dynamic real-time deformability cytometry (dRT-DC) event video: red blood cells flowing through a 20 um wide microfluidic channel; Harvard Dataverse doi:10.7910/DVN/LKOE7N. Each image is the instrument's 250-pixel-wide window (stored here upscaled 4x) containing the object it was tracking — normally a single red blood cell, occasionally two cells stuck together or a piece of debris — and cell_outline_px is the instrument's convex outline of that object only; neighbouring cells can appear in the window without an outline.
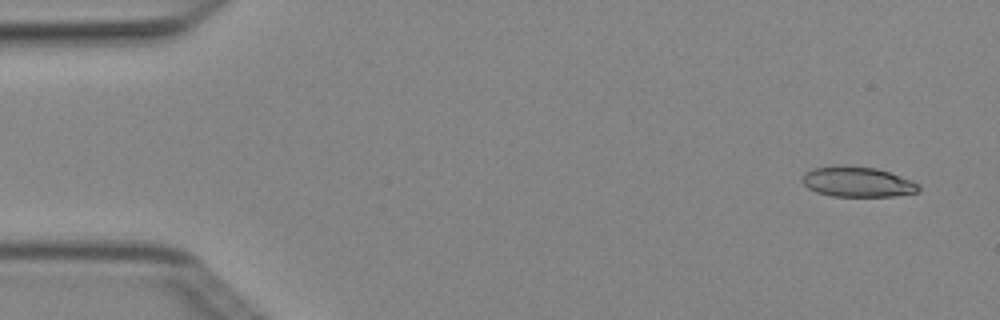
{"species": "Egyptian fruit bat (a non-hibernating species)", "species_latin": "Rousettus aegyptiacus", "temperature_condition": "cold", "stored_images_in_passage": 5, "camera_frame_rate_fps": 3000, "um_per_image_px": 0.085, "animal": {"sex": "female"}, "frame": {"image": 1, "passage_image": 1, "time_ms": 0.0, "image_size_px": [1000, 320], "cell_outline_px": [[920, 192], [896, 196], [832, 196], [816, 192], [808, 188], [800, 180], [804, 172], [812, 168], [876, 168], [912, 180], [920, 184]], "centroid_in_image_um": [72.92, 15.51], "position_along_channel_um": 12.1, "area_um2": 19.94}}
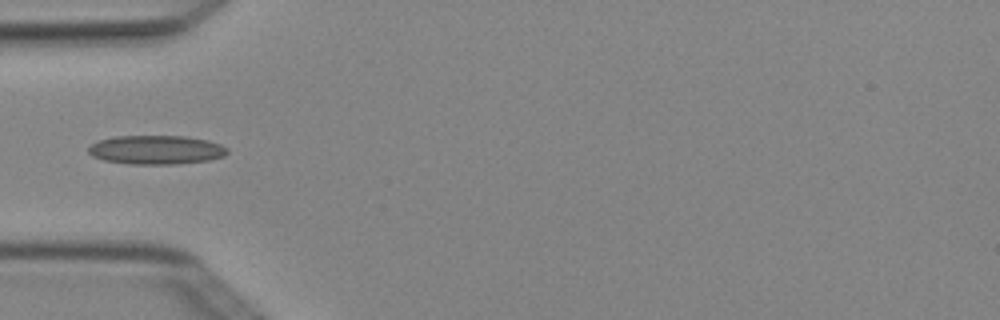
{"frame": {"image": 2, "passage_image": 4, "time_ms": 1.0, "image_size_px": [1000, 320], "cell_outline_px": [[228, 152], [224, 156], [208, 160], [176, 164], [128, 164], [104, 160], [92, 156], [88, 152], [88, 148], [92, 144], [100, 140], [116, 136], [184, 136], [208, 140], [220, 144], [228, 148]], "centroid_in_image_um": [13.28, 12.74], "position_along_channel_um": 71.7, "area_um2": 23.41}}
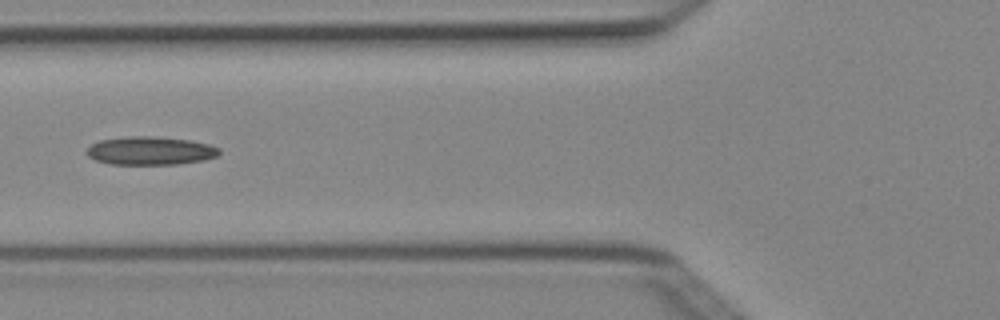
{"frame": {"image": 3, "passage_image": 5, "time_ms": 1.333, "image_size_px": [1000, 320], "cell_outline_px": [[220, 152], [216, 156], [204, 160], [176, 164], [112, 164], [96, 160], [88, 156], [84, 152], [92, 144], [100, 140], [132, 136], [156, 136], [188, 140], [208, 144], [220, 148]], "centroid_in_image_um": [12.77, 12.81], "position_along_channel_um": 113.0, "area_um2": 21.73}}